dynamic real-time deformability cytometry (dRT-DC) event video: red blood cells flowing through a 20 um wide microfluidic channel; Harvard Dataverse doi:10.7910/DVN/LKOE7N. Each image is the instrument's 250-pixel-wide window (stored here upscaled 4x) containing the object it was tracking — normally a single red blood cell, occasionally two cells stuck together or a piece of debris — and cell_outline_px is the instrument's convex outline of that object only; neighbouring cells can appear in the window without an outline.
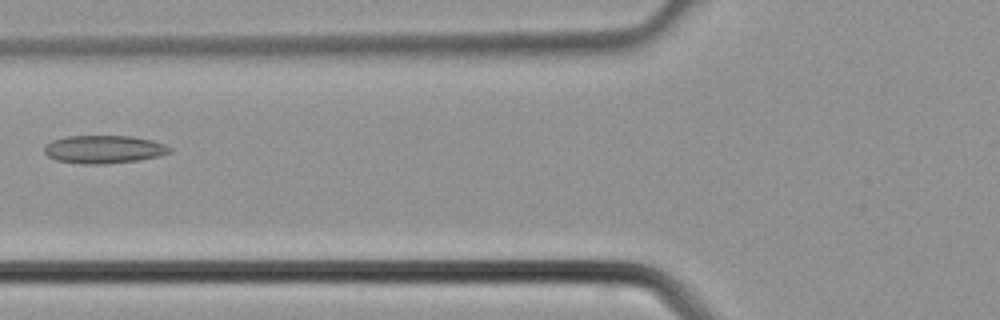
{"species": "common noctule bat (a hibernating species)", "species_latin": "Nyctalus noctula", "temperature_condition": "cold", "stored_images_in_passage": 2, "camera_frame_rate_fps": 3000, "um_per_image_px": 0.085, "animal": {"sex": "male", "body_mass_g": 21.5, "forearm_length_mm": 52.0}, "frame": {"image": 1, "passage_image": 2, "time_ms": 0.333, "image_size_px": [1000, 320], "cell_outline_px": [[172, 152], [160, 156], [140, 160], [104, 164], [84, 164], [56, 160], [48, 156], [44, 152], [44, 144], [52, 140], [68, 136], [132, 136], [152, 140], [164, 144], [172, 148]], "centroid_in_image_um": [8.84, 12.69], "position_along_channel_um": 117.0, "area_um2": 20.63}}